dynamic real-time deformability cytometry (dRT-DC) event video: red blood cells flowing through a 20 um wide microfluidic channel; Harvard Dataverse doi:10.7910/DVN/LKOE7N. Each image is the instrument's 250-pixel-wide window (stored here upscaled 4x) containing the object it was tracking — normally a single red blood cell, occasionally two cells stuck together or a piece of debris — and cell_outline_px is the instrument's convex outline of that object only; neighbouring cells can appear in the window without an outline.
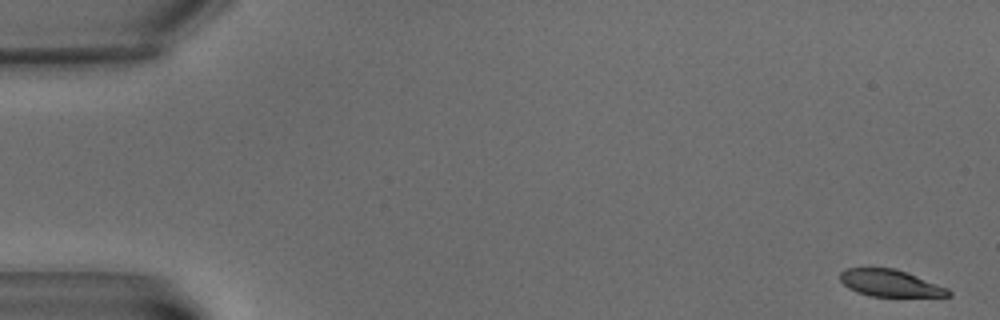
{"species": "common noctule bat (a hibernating species)", "species_latin": "Nyctalus noctula", "temperature_condition": "warm", "stored_images_in_passage": 7, "segment_of_instrument_passage": [1, 2], "camera_frame_rate_fps": 3000, "um_per_image_px": 0.085, "animal": {"sex": "male", "body_mass_g": 15.6}, "frame": {"image": 1, "passage_image": 1, "time_ms": 0.0, "image_size_px": [1000, 320], "cell_outline_px": [[952, 296], [868, 296], [856, 292], [848, 288], [840, 280], [840, 272], [848, 268], [896, 268], [908, 272], [948, 288], [952, 292]], "centroid_in_image_um": [75.67, 24.06], "position_along_channel_um": 9.3, "area_um2": 17.05}}
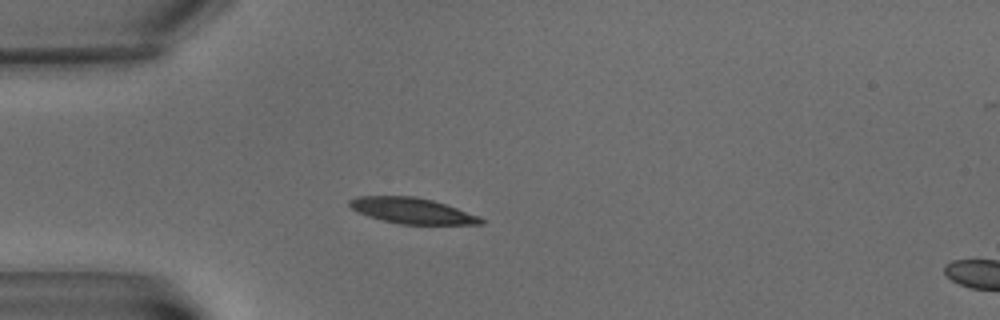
{"frame": {"image": 2, "passage_image": 6, "time_ms": 6.0, "image_size_px": [1000, 320], "cell_outline_px": [[484, 224], [400, 224], [368, 216], [356, 212], [348, 204], [348, 200], [356, 196], [416, 196], [432, 200], [480, 216], [484, 220]], "centroid_in_image_um": [34.99, 17.9], "position_along_channel_um": 50.0, "area_um2": 19.65}}